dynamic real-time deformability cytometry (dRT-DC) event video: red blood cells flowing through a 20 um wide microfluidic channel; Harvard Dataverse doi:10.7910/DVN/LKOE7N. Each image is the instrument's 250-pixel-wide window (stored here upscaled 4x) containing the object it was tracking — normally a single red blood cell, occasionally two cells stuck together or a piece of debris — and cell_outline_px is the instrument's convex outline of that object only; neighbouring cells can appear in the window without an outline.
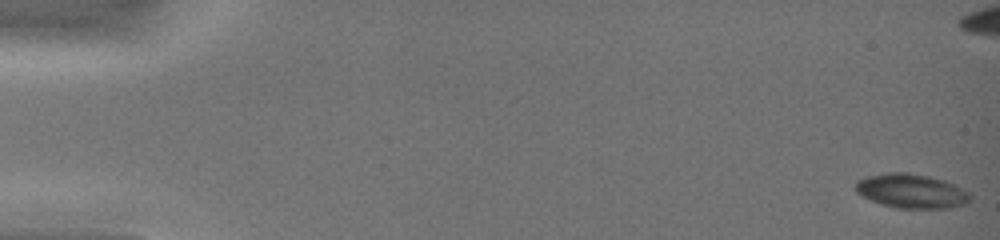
{"species": "common noctule bat (a hibernating species)", "species_latin": "Nyctalus noctula", "temperature_condition": "warm", "stored_images_in_passage": 22, "camera_frame_rate_fps": 3000, "um_per_image_px": 0.085, "animal": {"sex": "female", "body_mass_g": 19.0, "forearm_length_mm": 51.5}, "frame": {"image": 1, "passage_image": 1, "time_ms": 0.0, "image_size_px": [1000, 240], "cell_outline_px": [[972, 196], [964, 204], [948, 208], [896, 208], [880, 204], [856, 192], [856, 180], [868, 176], [888, 172], [908, 172], [928, 176], [944, 180], [968, 192]], "centroid_in_image_um": [77.44, 16.23], "position_along_channel_um": 7.6, "area_um2": 22.66}}
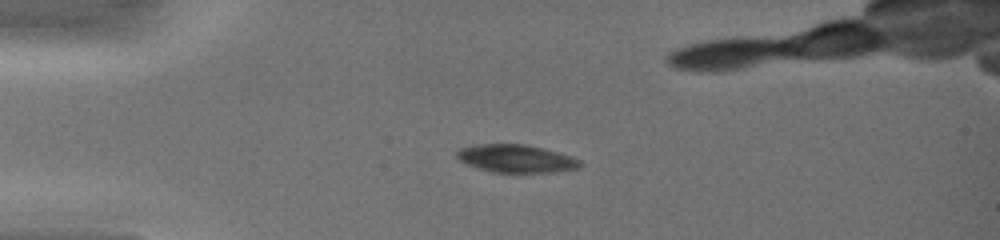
{"frame": {"image": 2, "passage_image": 14, "time_ms": 4.0, "image_size_px": [1000, 240], "cell_outline_px": [[584, 164], [580, 168], [556, 172], [492, 172], [468, 164], [460, 160], [456, 156], [456, 152], [460, 148], [476, 144], [524, 144], [544, 148], [572, 156], [580, 160]], "centroid_in_image_um": [43.92, 13.47], "position_along_channel_um": 41.1, "area_um2": 20.06}}
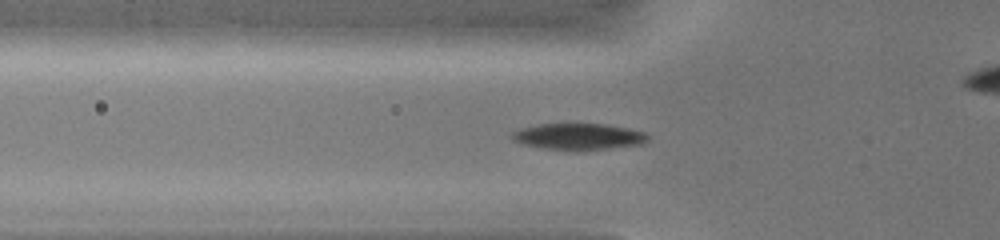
{"frame": {"image": 3, "passage_image": 20, "time_ms": 5.667, "image_size_px": [1000, 240], "cell_outline_px": [[648, 140], [644, 144], [612, 148], [576, 152], [572, 152], [540, 148], [524, 144], [512, 140], [508, 136], [512, 132], [520, 128], [536, 124], [608, 124], [628, 128], [644, 132], [648, 136]], "centroid_in_image_um": [49.14, 11.63], "position_along_channel_um": 76.7, "area_um2": 21.56}}